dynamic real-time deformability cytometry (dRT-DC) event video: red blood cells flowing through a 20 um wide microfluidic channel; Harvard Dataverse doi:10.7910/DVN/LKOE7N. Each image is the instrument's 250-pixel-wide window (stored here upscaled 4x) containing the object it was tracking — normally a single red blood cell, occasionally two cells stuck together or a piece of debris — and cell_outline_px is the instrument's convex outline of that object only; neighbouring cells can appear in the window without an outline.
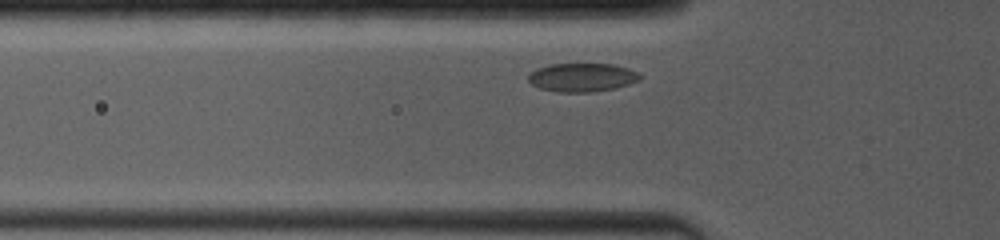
{"species": "common noctule bat (a hibernating species)", "species_latin": "Nyctalus noctula", "temperature_condition": "room temperature", "stored_images_in_passage": 51, "camera_frame_rate_fps": 4000, "um_per_image_px": 0.085, "animal": {"sex": "female", "body_mass_g": 19.0, "forearm_length_mm": 53.3}, "frame": {"image": 1, "passage_image": 2, "time_ms": 0.25, "image_size_px": [1000, 240], "cell_outline_px": [[640, 80], [616, 88], [592, 92], [560, 92], [540, 88], [532, 84], [528, 80], [528, 76], [536, 68], [548, 64], [612, 64], [628, 68], [636, 72], [640, 76]], "centroid_in_image_um": [49.46, 6.58], "position_along_channel_um": 76.3, "area_um2": 18.5}}
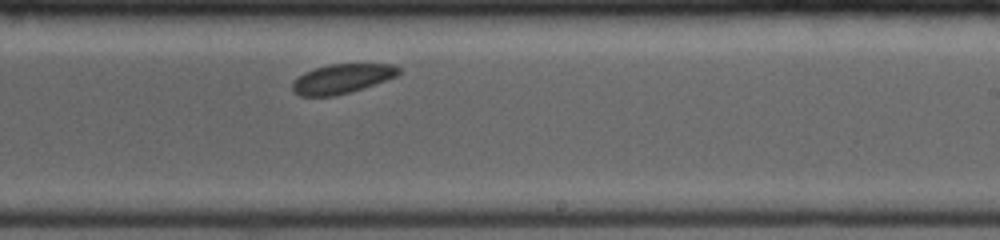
{"frame": {"image": 2, "passage_image": 31, "time_ms": 5.0, "image_size_px": [1000, 240], "cell_outline_px": [[400, 72], [396, 76], [348, 92], [332, 96], [300, 96], [292, 92], [292, 84], [304, 72], [328, 64], [392, 64], [400, 68]], "centroid_in_image_um": [29.03, 6.68], "position_along_channel_um": 260.0, "area_um2": 17.8}}
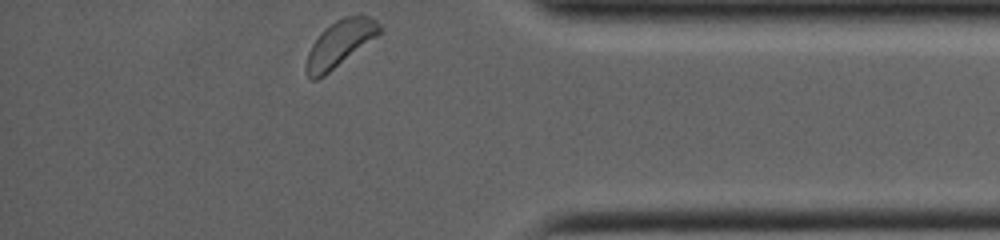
{"frame": {"image": 3, "passage_image": 50, "time_ms": 9.0, "image_size_px": [1000, 240], "cell_outline_px": [[380, 32], [376, 36], [324, 76], [316, 80], [308, 80], [308, 52], [312, 44], [320, 32], [324, 28], [336, 20], [344, 16], [360, 12], [372, 16], [380, 24]], "centroid_in_image_um": [28.91, 3.63], "position_along_channel_um": 406.3, "area_um2": 19.59}, "authors_computed_cell_mechanics": {"area_um2": 18.496, "velocity_mm_per_s": 3.8728, "shape_relaxation_time_tau1_ms": 7.294, "shape_relaxation_time_tau2_ms": 6.2365, "deformation_change_tau1": 0.0986, "deformation_change_tau2": 0.0636}}